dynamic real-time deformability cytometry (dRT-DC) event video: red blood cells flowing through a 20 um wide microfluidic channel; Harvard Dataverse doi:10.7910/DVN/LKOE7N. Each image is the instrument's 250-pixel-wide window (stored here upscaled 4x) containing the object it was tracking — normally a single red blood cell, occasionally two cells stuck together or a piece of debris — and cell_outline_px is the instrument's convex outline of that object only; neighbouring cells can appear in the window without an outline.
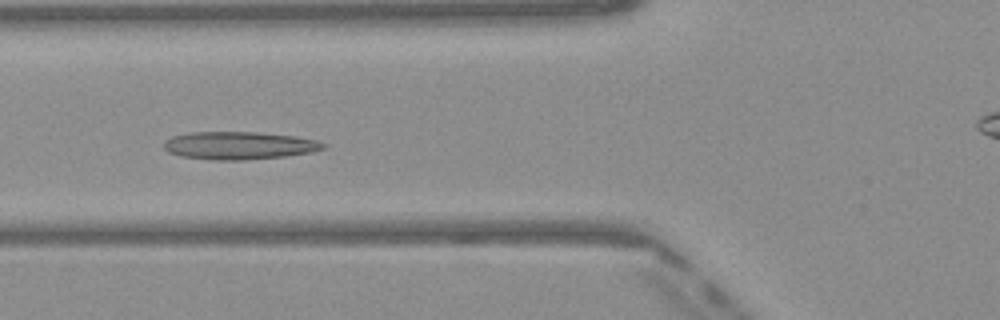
{"species": "Egyptian fruit bat (a non-hibernating species)", "species_latin": "Rousettus aegyptiacus", "temperature_condition": "warm", "stored_images_in_passage": 51, "camera_frame_rate_fps": 3000, "um_per_image_px": 0.085, "frame": {"image": 1, "passage_image": 19, "time_ms": 6.0, "image_size_px": [1000, 320], "cell_outline_px": [[328, 148], [312, 152], [284, 156], [244, 160], [212, 160], [180, 156], [168, 152], [164, 148], [164, 140], [172, 136], [188, 132], [256, 132], [296, 136], [316, 140], [328, 144]], "centroid_in_image_um": [20.34, 12.37], "position_along_channel_um": 105.5, "area_um2": 26.07}}
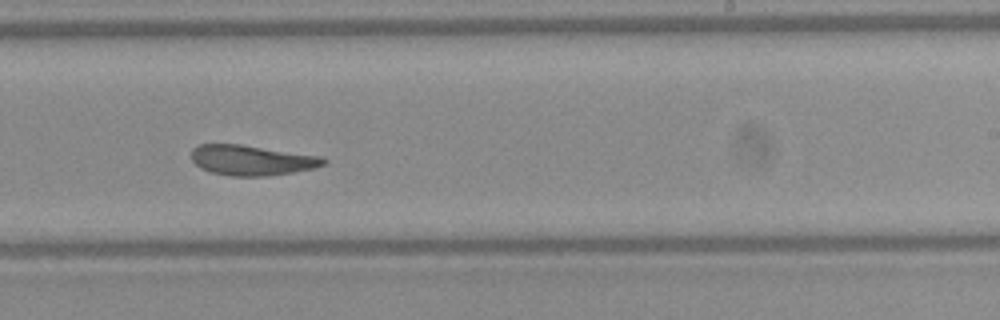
{"frame": {"image": 2, "passage_image": 31, "time_ms": 10.0, "image_size_px": [1000, 320], "cell_outline_px": [[328, 160], [324, 164], [316, 168], [292, 172], [264, 176], [232, 176], [212, 172], [200, 168], [192, 160], [192, 148], [196, 144], [240, 144], [324, 156]], "centroid_in_image_um": [21.42, 13.6], "position_along_channel_um": 267.6, "area_um2": 23.41}}
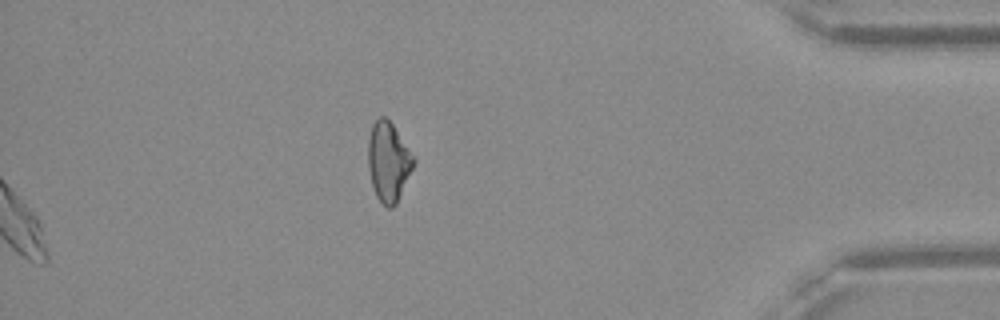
{"frame": {"image": 3, "passage_image": 51, "time_ms": 16.667, "image_size_px": [1000, 320], "cell_outline_px": [[416, 160], [396, 204], [392, 208], [388, 208], [376, 196], [372, 184], [368, 168], [368, 140], [372, 124], [380, 116], [384, 116], [392, 124], [416, 156]], "centroid_in_image_um": [33.02, 13.72], "position_along_channel_um": 402.2, "area_um2": 21.04}, "authors_computed_cell_mechanics": {"area_um2": 24.7962, "velocity_mm_per_s": 4.057, "shape_relaxation_time_tau1_ms": null, "shape_relaxation_time_tau2_ms": 2.258, "deformation_change_tau1": null, "deformation_change_tau2": 0.1067}}